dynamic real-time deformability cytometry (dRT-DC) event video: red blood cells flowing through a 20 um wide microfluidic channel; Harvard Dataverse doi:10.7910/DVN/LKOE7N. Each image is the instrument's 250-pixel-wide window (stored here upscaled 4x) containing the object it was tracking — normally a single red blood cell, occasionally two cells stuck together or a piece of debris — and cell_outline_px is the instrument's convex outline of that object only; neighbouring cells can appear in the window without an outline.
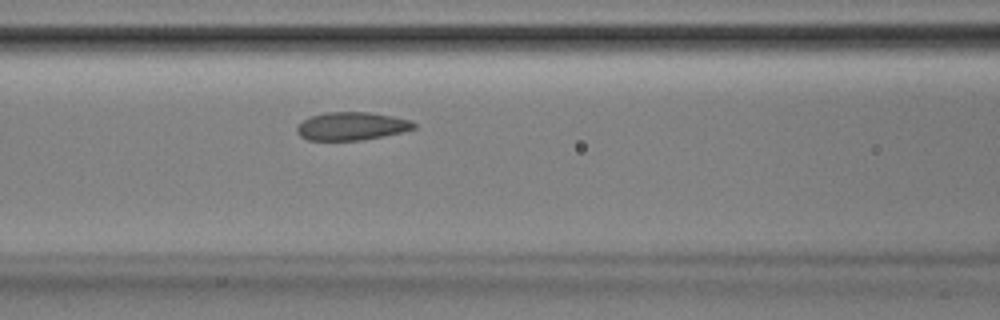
{"species": "Egyptian fruit bat (a non-hibernating species)", "species_latin": "Rousettus aegyptiacus", "temperature_condition": "room temperature", "stored_images_in_passage": 45, "camera_frame_rate_fps": 3000, "um_per_image_px": 0.085, "animal": {"sex": "male"}, "frame": {"image": 1, "passage_image": 16, "time_ms": 5.0, "image_size_px": [1000, 320], "cell_outline_px": [[416, 128], [400, 132], [360, 140], [308, 140], [300, 136], [296, 132], [296, 128], [304, 120], [312, 116], [324, 112], [368, 112], [392, 116], [408, 120], [416, 124]], "centroid_in_image_um": [29.85, 10.72], "position_along_channel_um": 136.7, "area_um2": 18.84}}
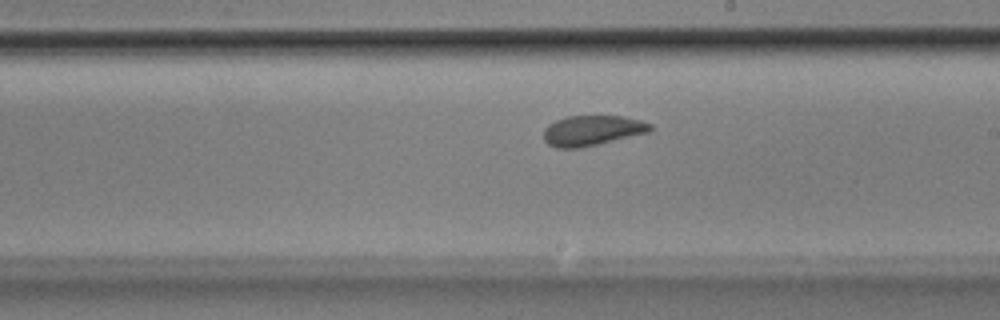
{"frame": {"image": 2, "passage_image": 24, "time_ms": 7.667, "image_size_px": [1000, 320], "cell_outline_px": [[652, 132], [580, 148], [556, 148], [548, 144], [544, 140], [544, 128], [548, 124], [556, 120], [568, 116], [624, 116], [640, 120], [652, 124]], "centroid_in_image_um": [50.35, 11.09], "position_along_channel_um": 238.6, "area_um2": 18.96}}
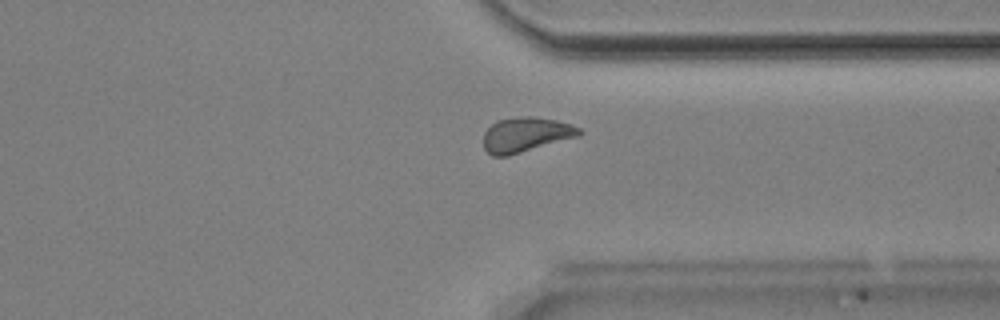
{"frame": {"image": 3, "passage_image": 34, "time_ms": 11.0, "image_size_px": [1000, 320], "cell_outline_px": [[584, 132], [580, 136], [508, 156], [492, 156], [484, 148], [484, 132], [496, 120], [520, 116], [532, 116], [556, 120], [572, 124], [580, 128]], "centroid_in_image_um": [44.72, 11.44], "position_along_channel_um": 366.7, "area_um2": 19.59}}